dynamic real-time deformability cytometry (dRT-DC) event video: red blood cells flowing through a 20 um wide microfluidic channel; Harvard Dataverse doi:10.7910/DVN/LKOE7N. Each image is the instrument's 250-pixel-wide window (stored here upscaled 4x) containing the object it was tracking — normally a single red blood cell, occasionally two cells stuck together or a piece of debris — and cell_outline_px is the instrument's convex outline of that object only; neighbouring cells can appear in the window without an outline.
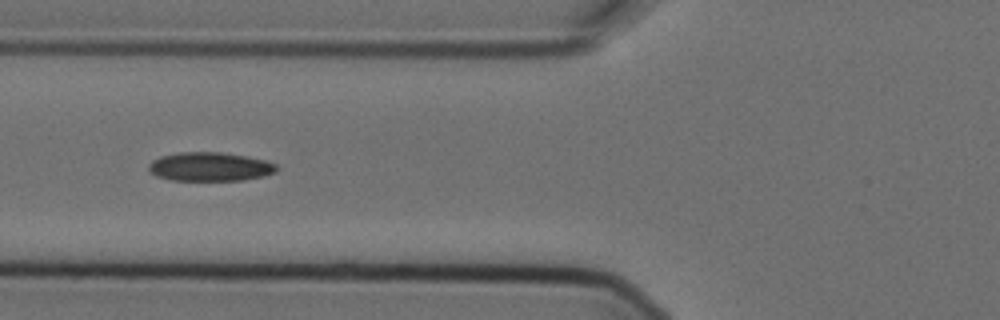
{"species": "Egyptian fruit bat (a non-hibernating species)", "species_latin": "Rousettus aegyptiacus", "temperature_condition": "cold", "stored_images_in_passage": 14, "camera_frame_rate_fps": 3000, "um_per_image_px": 0.085, "animal": {"sex": "female"}, "frame": {"image": 1, "passage_image": 4, "time_ms": 1.0, "image_size_px": [1000, 320], "cell_outline_px": [[280, 168], [276, 172], [264, 176], [244, 180], [172, 180], [156, 176], [148, 168], [148, 164], [152, 160], [160, 156], [180, 152], [220, 152], [248, 156], [264, 160], [276, 164]], "centroid_in_image_um": [17.87, 14.16], "position_along_channel_um": 107.9, "area_um2": 21.62}}
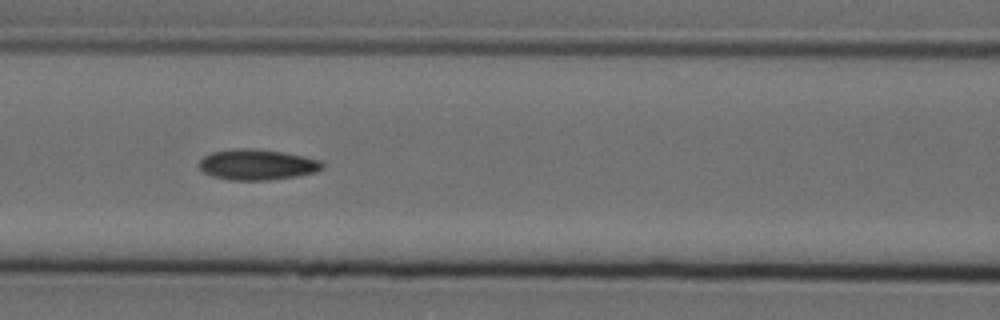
{"frame": {"image": 2, "passage_image": 5, "time_ms": 1.333, "image_size_px": [1000, 320], "cell_outline_px": [[324, 168], [316, 172], [296, 176], [268, 180], [232, 180], [212, 176], [204, 172], [200, 168], [200, 160], [204, 156], [212, 152], [236, 148], [248, 148], [284, 152], [320, 160], [324, 164]], "centroid_in_image_um": [21.87, 13.99], "position_along_channel_um": 144.7, "area_um2": 21.91}}
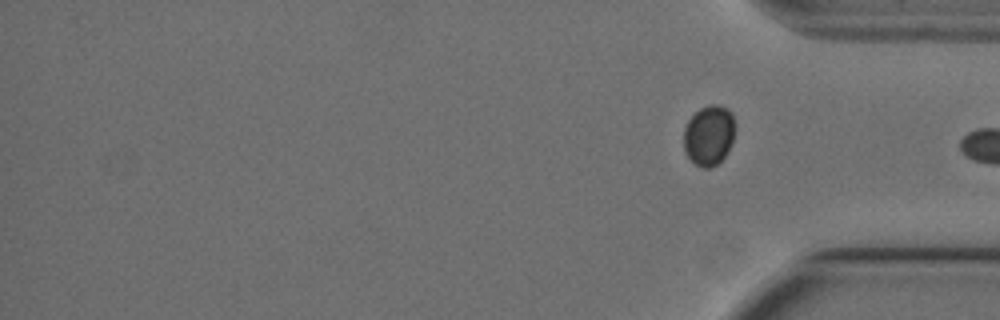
{"frame": {"image": 3, "passage_image": 14, "time_ms": 4.333, "image_size_px": [1000, 320], "cell_outline_px": [[736, 128], [732, 144], [728, 152], [712, 168], [704, 168], [696, 164], [684, 152], [684, 128], [688, 120], [700, 108], [708, 104], [716, 104], [728, 108], [732, 112], [736, 124]], "centroid_in_image_um": [60.29, 11.47], "position_along_channel_um": 374.9, "area_um2": 18.32}}